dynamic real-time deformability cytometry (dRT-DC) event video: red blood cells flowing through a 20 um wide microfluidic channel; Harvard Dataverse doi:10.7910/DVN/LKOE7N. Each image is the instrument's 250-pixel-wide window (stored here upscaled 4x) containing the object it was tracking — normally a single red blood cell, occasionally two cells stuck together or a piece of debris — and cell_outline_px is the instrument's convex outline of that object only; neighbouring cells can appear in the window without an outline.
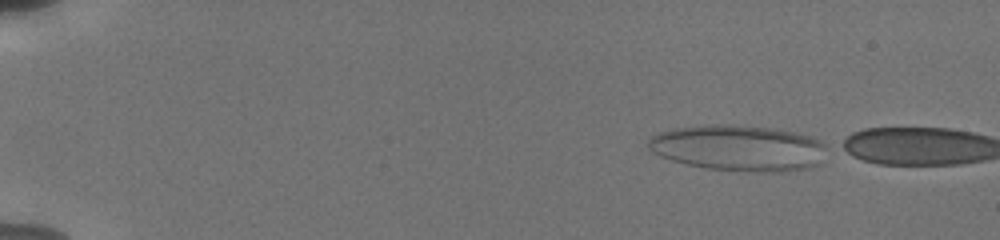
{"species": "human", "species_latin": "Homo sapiens", "temperature_condition": "cold", "stored_images_in_passage": 3, "camera_frame_rate_fps": 3000, "um_per_image_px": 0.085, "donor": {"sex": "male"}, "frame": {"image": 1, "passage_image": 1, "time_ms": 0.0, "image_size_px": [1000, 240], "cell_outline_px": [[824, 144], [820, 164], [808, 168], [772, 172], [756, 172], [708, 168], [688, 164], [672, 160], [660, 156], [652, 152], [644, 144], [656, 132], [672, 128], [708, 124], [732, 124], [776, 128], [812, 136], [820, 140]], "centroid_in_image_um": [62.71, 12.55], "position_along_channel_um": 22.3, "area_um2": 48.03}}